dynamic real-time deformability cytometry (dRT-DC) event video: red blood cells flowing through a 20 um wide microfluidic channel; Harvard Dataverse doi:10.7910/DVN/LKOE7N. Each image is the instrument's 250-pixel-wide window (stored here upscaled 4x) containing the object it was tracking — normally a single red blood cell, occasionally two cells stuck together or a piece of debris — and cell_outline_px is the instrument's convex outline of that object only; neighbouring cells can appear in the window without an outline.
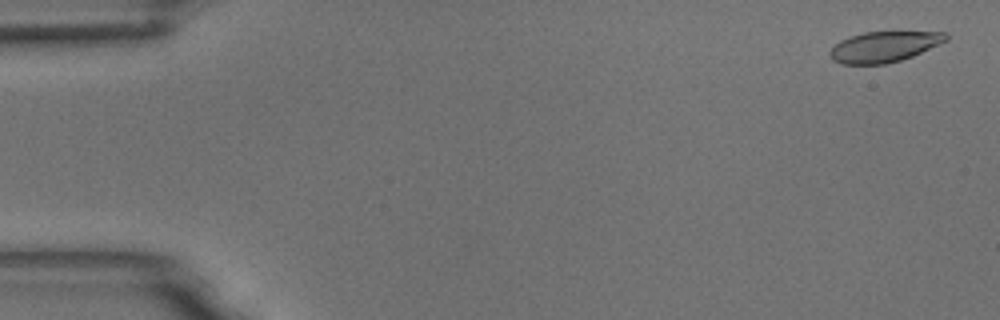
{"species": "common noctule bat (a hibernating species)", "species_latin": "Nyctalus noctula", "temperature_condition": "room temperature", "stored_images_in_passage": 6, "camera_frame_rate_fps": 3000, "um_per_image_px": 0.085, "animal": {"sex": "male", "body_mass_g": 18.8}, "frame": {"image": 1, "passage_image": 1, "time_ms": 0.0, "image_size_px": [1000, 320], "cell_outline_px": [[948, 40], [940, 44], [912, 56], [900, 60], [884, 64], [840, 64], [832, 60], [828, 56], [828, 52], [840, 40], [848, 36], [864, 32], [944, 32], [948, 36]], "centroid_in_image_um": [75.1, 3.98], "position_along_channel_um": 9.9, "area_um2": 20.75}}
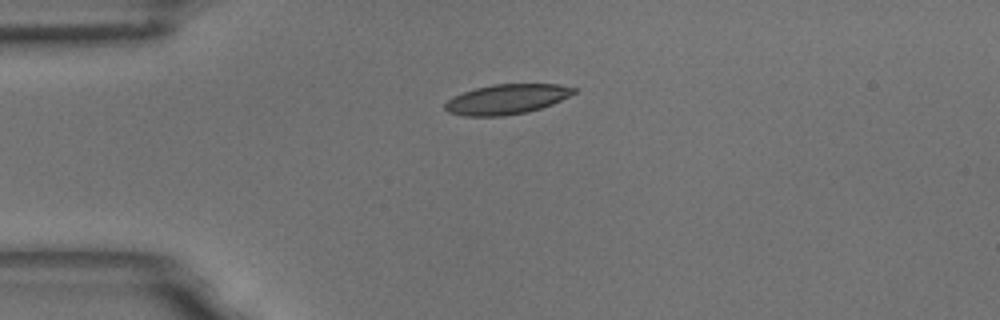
{"frame": {"image": 2, "passage_image": 4, "time_ms": 1.0, "image_size_px": [1000, 320], "cell_outline_px": [[576, 92], [552, 104], [528, 112], [504, 116], [464, 116], [448, 112], [444, 108], [444, 104], [452, 96], [476, 88], [492, 84], [560, 84], [576, 88]], "centroid_in_image_um": [43.05, 8.43], "position_along_channel_um": 42.0, "area_um2": 22.48}}